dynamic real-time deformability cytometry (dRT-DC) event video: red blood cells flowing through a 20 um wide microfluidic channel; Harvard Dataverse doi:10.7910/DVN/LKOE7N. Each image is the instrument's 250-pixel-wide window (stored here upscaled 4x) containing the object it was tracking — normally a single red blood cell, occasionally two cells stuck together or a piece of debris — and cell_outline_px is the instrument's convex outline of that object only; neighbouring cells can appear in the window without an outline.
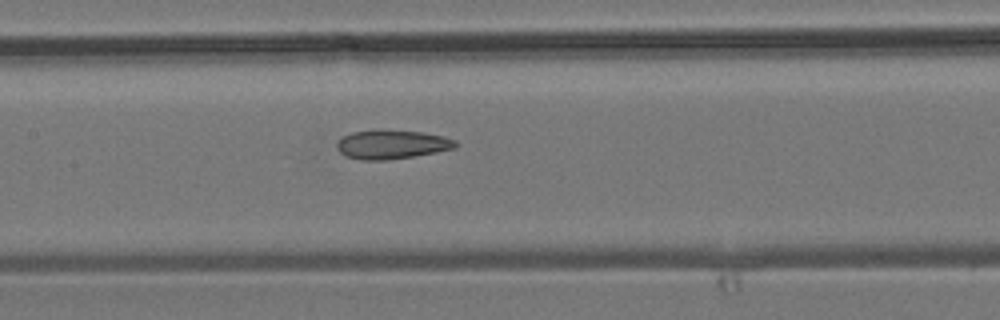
{"species": "common noctule bat (a hibernating species)", "species_latin": "Nyctalus noctula", "temperature_condition": "room temperature", "stored_images_in_passage": 6, "camera_frame_rate_fps": 3000, "um_per_image_px": 0.085, "animal": {"sex": "male", "body_mass_g": 19.2, "forearm_length_mm": 51.8}, "frame": {"image": 1, "passage_image": 6, "time_ms": 6.0, "image_size_px": [1000, 320], "cell_outline_px": [[460, 144], [456, 148], [436, 152], [388, 160], [360, 160], [344, 156], [336, 148], [336, 144], [344, 136], [352, 132], [380, 128], [424, 132], [444, 136], [456, 140]], "centroid_in_image_um": [33.32, 12.26], "position_along_channel_um": 174.1, "area_um2": 20.52}}